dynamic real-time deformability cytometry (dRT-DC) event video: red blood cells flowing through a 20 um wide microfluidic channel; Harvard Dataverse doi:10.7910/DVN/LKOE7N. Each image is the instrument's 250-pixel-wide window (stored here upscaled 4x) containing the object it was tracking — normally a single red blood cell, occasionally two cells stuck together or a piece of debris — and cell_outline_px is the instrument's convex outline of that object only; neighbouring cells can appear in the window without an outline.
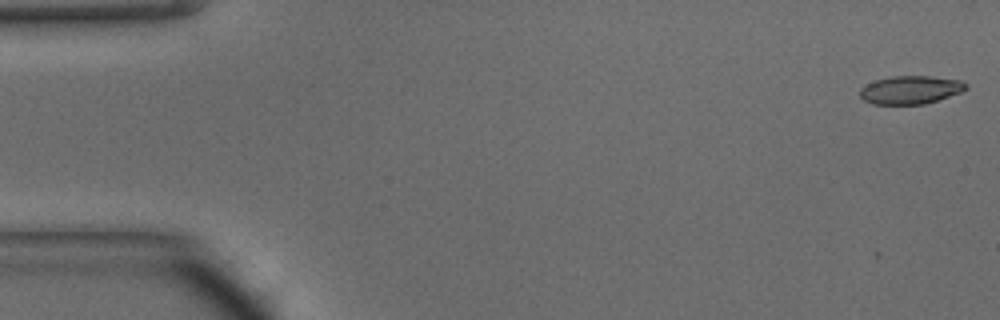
{"species": "common noctule bat (a hibernating species)", "species_latin": "Nyctalus noctula", "temperature_condition": "warm", "stored_images_in_passage": 47, "camera_frame_rate_fps": 3000, "um_per_image_px": 0.085, "animal": {"sex": "male", "body_mass_g": 15.6}, "frame": {"image": 1, "passage_image": 1, "time_ms": 0.0, "image_size_px": [1000, 320], "cell_outline_px": [[968, 88], [960, 92], [924, 104], [872, 104], [864, 100], [860, 96], [860, 88], [876, 80], [892, 76], [928, 76], [960, 80], [968, 84]], "centroid_in_image_um": [77.39, 7.63], "position_along_channel_um": 7.6, "area_um2": 17.22}}
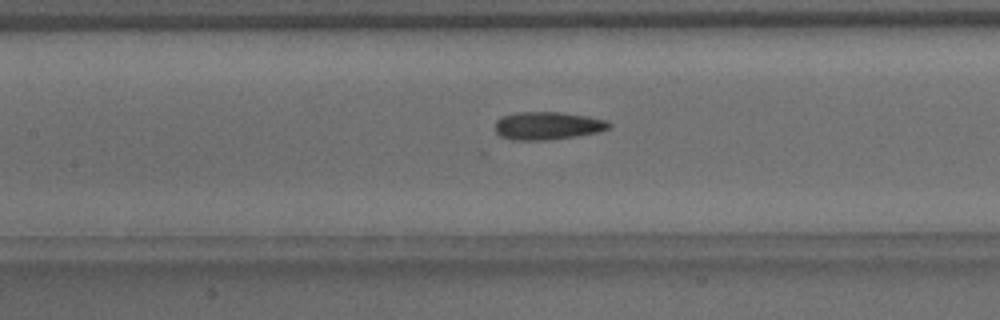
{"frame": {"image": 2, "passage_image": 21, "time_ms": 6.667, "image_size_px": [1000, 320], "cell_outline_px": [[612, 124], [608, 128], [600, 132], [576, 136], [548, 140], [512, 140], [500, 136], [496, 132], [496, 120], [504, 116], [516, 112], [560, 112], [588, 116], [608, 120]], "centroid_in_image_um": [46.57, 10.69], "position_along_channel_um": 160.8, "area_um2": 18.61}}
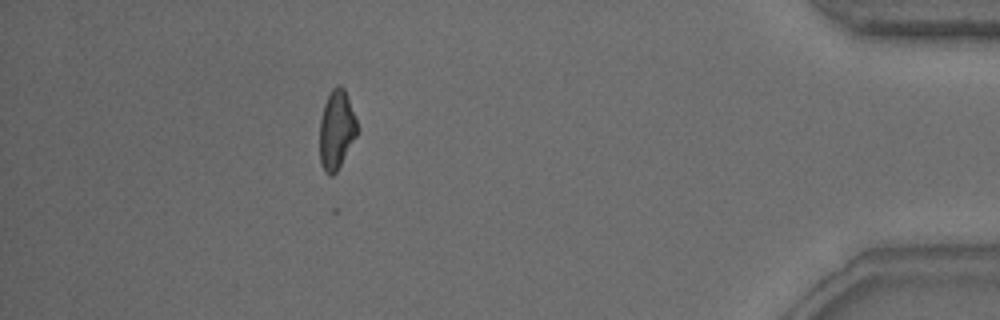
{"frame": {"image": 3, "passage_image": 42, "time_ms": 13.667, "image_size_px": [1000, 320], "cell_outline_px": [[356, 136], [336, 172], [332, 176], [328, 176], [324, 172], [320, 164], [320, 120], [324, 104], [332, 88], [336, 84], [340, 84], [344, 88], [356, 120]], "centroid_in_image_um": [28.57, 11.04], "position_along_channel_um": 406.6, "area_um2": 17.05}, "authors_computed_cell_mechanics": {"area_um2": 17.9758, "velocity_mm_per_s": 4.2606, "shape_relaxation_time_tau1_ms": null, "shape_relaxation_time_tau2_ms": 5.0357, "deformation_change_tau1": null, "deformation_change_tau2": 0.1088}}